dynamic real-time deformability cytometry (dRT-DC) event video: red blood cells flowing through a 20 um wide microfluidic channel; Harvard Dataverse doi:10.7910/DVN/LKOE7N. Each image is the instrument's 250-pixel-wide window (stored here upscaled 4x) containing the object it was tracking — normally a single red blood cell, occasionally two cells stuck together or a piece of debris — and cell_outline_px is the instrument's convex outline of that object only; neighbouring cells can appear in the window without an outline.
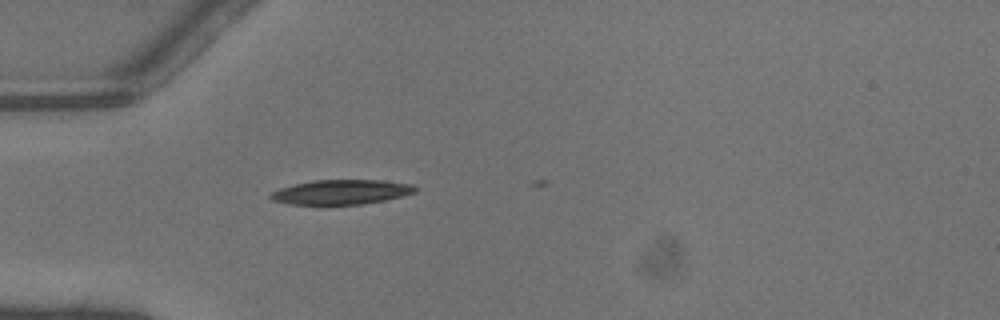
{"species": "common noctule bat (a hibernating species)", "species_latin": "Nyctalus noctula", "temperature_condition": "warm", "stored_images_in_passage": 4, "camera_frame_rate_fps": 3000, "um_per_image_px": 0.085, "animal": {"sex": "male", "body_mass_g": 13.3}, "frame": {"image": 1, "passage_image": 1, "time_ms": 0.0, "image_size_px": [1000, 320], "cell_outline_px": [[416, 192], [404, 196], [364, 204], [288, 204], [272, 200], [268, 196], [272, 192], [280, 188], [312, 180], [380, 180], [412, 184], [416, 188]], "centroid_in_image_um": [29.02, 16.32], "position_along_channel_um": 56.0, "area_um2": 20.69}}